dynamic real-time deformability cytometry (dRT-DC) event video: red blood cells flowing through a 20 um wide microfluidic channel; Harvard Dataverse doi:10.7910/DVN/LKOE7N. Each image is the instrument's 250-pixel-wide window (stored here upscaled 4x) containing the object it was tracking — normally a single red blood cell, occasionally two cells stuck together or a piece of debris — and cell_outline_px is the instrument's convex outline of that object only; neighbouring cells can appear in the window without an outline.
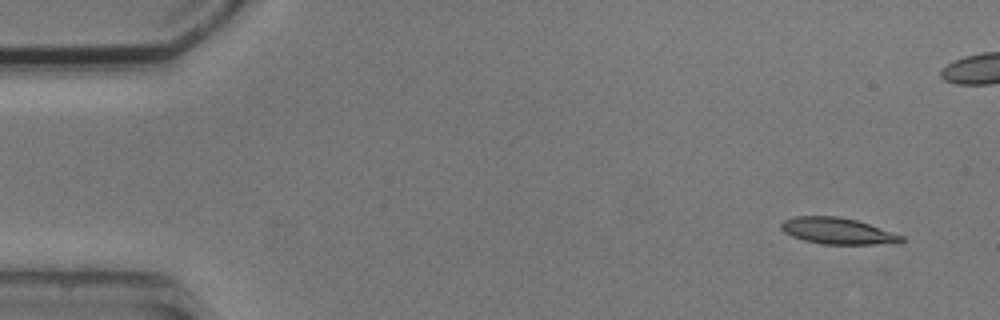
{"species": "common noctule bat (a hibernating species)", "species_latin": "Nyctalus noctula", "temperature_condition": "cold", "stored_images_in_passage": 2, "camera_frame_rate_fps": 3000, "um_per_image_px": 0.085, "animal": {"sex": "male", "body_mass_g": 20.5, "forearm_length_mm": 52.5}, "frame": {"image": 1, "passage_image": 1, "time_ms": 0.0, "image_size_px": [1000, 320], "cell_outline_px": [[904, 240], [900, 244], [824, 244], [804, 240], [792, 236], [784, 232], [780, 228], [780, 224], [784, 220], [796, 216], [836, 216], [856, 220], [904, 236]], "centroid_in_image_um": [71.21, 19.64], "position_along_channel_um": 13.8, "area_um2": 18.44}}